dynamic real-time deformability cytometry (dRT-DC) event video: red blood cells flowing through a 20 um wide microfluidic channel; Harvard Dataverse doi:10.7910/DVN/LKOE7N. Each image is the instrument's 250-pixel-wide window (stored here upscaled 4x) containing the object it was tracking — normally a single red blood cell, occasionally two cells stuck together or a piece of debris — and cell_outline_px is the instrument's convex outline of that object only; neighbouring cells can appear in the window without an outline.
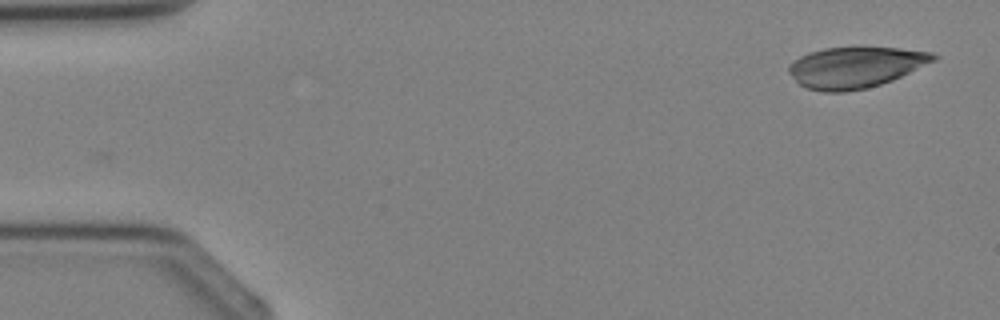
{"species": "Egyptian fruit bat (a non-hibernating species)", "species_latin": "Rousettus aegyptiacus", "temperature_condition": "cold", "stored_images_in_passage": 2, "camera_frame_rate_fps": 3000, "um_per_image_px": 0.085, "animal": {"sex": "female"}, "frame": {"image": 1, "passage_image": 2, "time_ms": 1.333, "image_size_px": [1000, 320], "cell_outline_px": [[940, 56], [936, 60], [892, 80], [880, 84], [864, 88], [844, 92], [824, 92], [808, 88], [800, 84], [788, 72], [788, 64], [792, 60], [800, 56], [824, 48], [860, 44], [900, 48], [932, 52]], "centroid_in_image_um": [72.73, 5.66], "position_along_channel_um": 12.3, "area_um2": 35.32}}